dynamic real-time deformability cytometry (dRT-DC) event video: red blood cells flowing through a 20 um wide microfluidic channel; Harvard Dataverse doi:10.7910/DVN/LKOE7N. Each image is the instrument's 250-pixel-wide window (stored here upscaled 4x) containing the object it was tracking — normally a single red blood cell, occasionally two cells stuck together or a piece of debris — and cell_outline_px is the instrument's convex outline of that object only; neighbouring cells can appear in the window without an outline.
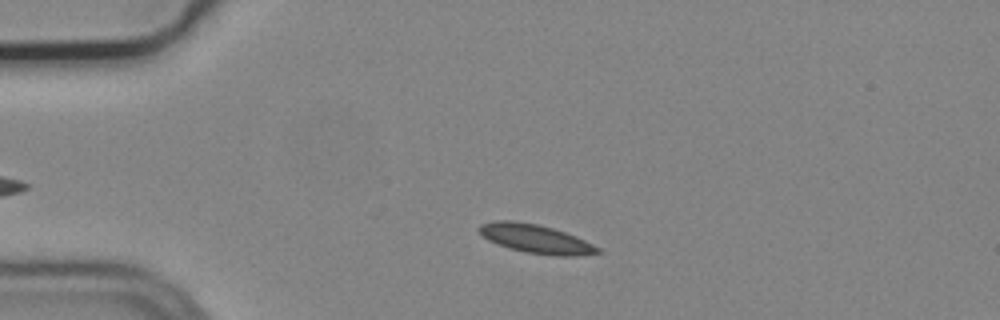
{"species": "common noctule bat (a hibernating species)", "species_latin": "Nyctalus noctula", "temperature_condition": "cold", "stored_images_in_passage": 1, "camera_frame_rate_fps": 3000, "um_per_image_px": 0.085, "animal": {"sex": "male", "body_mass_g": 19.2, "forearm_length_mm": 51.8}, "frame": {"image": 1, "passage_image": 1, "time_ms": 0.0, "image_size_px": [1000, 320], "cell_outline_px": [[604, 252], [576, 256], [560, 256], [524, 252], [508, 248], [488, 240], [480, 232], [480, 224], [496, 220], [512, 220], [536, 224], [552, 228], [576, 236], [600, 248]], "centroid_in_image_um": [45.56, 20.31], "position_along_channel_um": 39.4, "area_um2": 19.71}}